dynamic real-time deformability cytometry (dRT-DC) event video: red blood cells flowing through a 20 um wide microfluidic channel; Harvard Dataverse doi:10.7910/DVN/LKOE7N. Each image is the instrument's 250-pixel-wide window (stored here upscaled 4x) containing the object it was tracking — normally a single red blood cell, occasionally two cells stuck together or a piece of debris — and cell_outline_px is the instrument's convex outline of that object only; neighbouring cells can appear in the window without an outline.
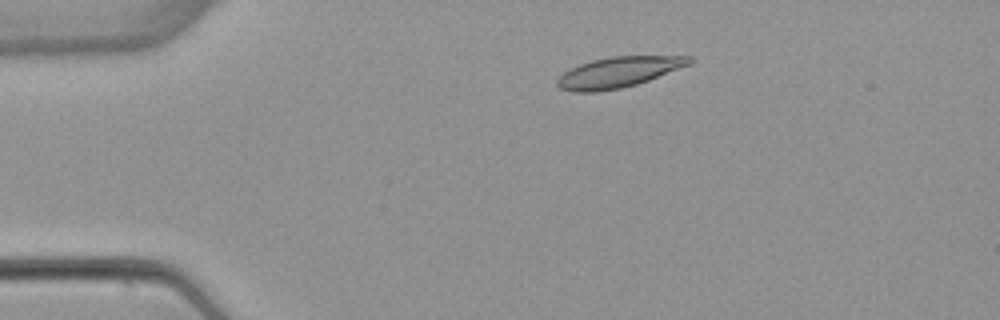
{"species": "common noctule bat (a hibernating species)", "species_latin": "Nyctalus noctula", "temperature_condition": "warm", "stored_images_in_passage": 4, "camera_frame_rate_fps": 3000, "um_per_image_px": 0.085, "animal": {"sex": "female", "body_mass_g": 22.7, "forearm_length_mm": 54.2}, "frame": {"image": 1, "passage_image": 3, "time_ms": 2.333, "image_size_px": [1000, 320], "cell_outline_px": [[696, 60], [692, 64], [648, 80], [636, 84], [620, 88], [596, 92], [572, 92], [560, 88], [556, 84], [556, 80], [564, 72], [580, 64], [592, 60], [612, 56], [692, 56]], "centroid_in_image_um": [52.6, 6.13], "position_along_channel_um": 32.4, "area_um2": 23.52}}